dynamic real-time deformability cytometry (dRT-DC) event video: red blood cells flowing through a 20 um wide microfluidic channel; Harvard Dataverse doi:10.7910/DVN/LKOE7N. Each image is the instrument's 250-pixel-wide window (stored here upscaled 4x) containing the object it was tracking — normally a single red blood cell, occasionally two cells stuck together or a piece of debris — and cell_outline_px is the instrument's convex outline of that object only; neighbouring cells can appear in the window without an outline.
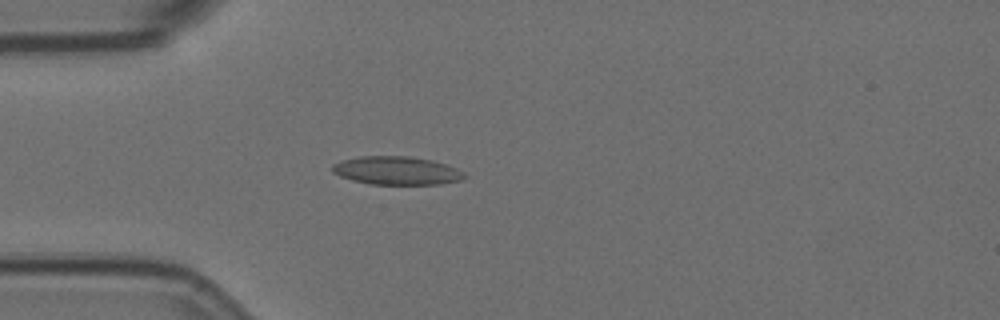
{"species": "Egyptian fruit bat (a non-hibernating species)", "species_latin": "Rousettus aegyptiacus", "temperature_condition": "room temperature", "stored_images_in_passage": 5, "camera_frame_rate_fps": 3000, "um_per_image_px": 0.085, "animal": {"sex": "female"}, "frame": {"image": 1, "passage_image": 4, "time_ms": 1.0, "image_size_px": [1000, 320], "cell_outline_px": [[468, 176], [460, 180], [440, 184], [372, 184], [352, 180], [340, 176], [332, 172], [332, 164], [344, 160], [360, 156], [408, 156], [432, 160], [456, 168], [464, 172]], "centroid_in_image_um": [33.72, 14.5], "position_along_channel_um": 51.3, "area_um2": 21.68}}